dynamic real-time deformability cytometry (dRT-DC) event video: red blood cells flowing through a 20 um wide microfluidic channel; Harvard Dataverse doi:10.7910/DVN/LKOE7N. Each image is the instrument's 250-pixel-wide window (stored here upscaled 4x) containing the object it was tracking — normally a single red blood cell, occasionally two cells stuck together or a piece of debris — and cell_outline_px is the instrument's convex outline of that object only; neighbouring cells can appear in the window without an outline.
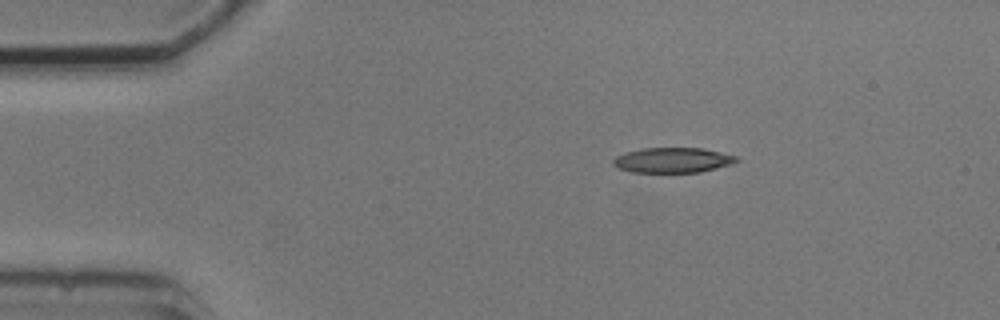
{"species": "common noctule bat (a hibernating species)", "species_latin": "Nyctalus noctula", "temperature_condition": "cold", "stored_images_in_passage": 4, "camera_frame_rate_fps": 3000, "um_per_image_px": 0.085, "animal": {"sex": "male", "body_mass_g": 20.5, "forearm_length_mm": 52.5}, "frame": {"image": 1, "passage_image": 1, "time_ms": 0.0, "image_size_px": [1000, 320], "cell_outline_px": [[740, 160], [732, 164], [700, 172], [632, 172], [620, 168], [612, 164], [612, 160], [616, 156], [640, 148], [700, 148], [720, 152], [736, 156]], "centroid_in_image_um": [57.18, 13.61], "position_along_channel_um": 27.8, "area_um2": 17.92}}
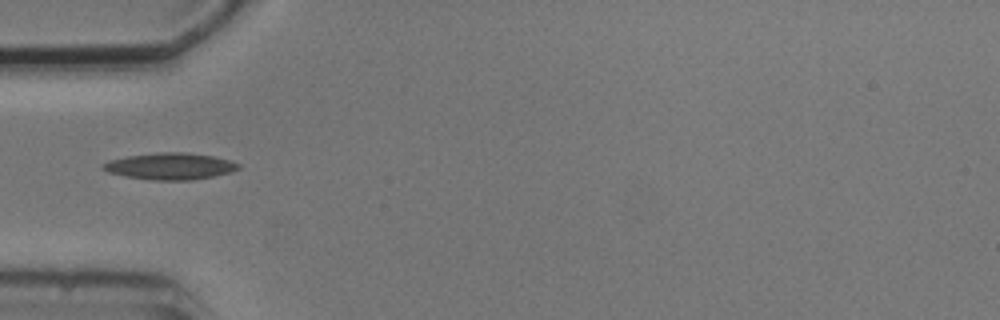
{"frame": {"image": 2, "passage_image": 3, "time_ms": 2.667, "image_size_px": [1000, 320], "cell_outline_px": [[240, 168], [232, 172], [192, 180], [152, 180], [124, 176], [108, 172], [100, 168], [100, 164], [112, 160], [128, 156], [156, 152], [184, 152], [212, 156], [228, 160], [240, 164]], "centroid_in_image_um": [14.44, 14.13], "position_along_channel_um": 70.6, "area_um2": 20.98}}
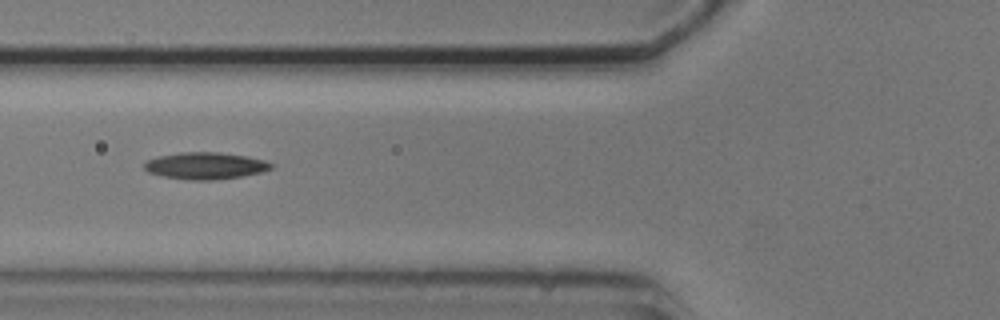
{"frame": {"image": 3, "passage_image": 4, "time_ms": 3.667, "image_size_px": [1000, 320], "cell_outline_px": [[272, 168], [260, 172], [240, 176], [212, 180], [192, 180], [164, 176], [148, 172], [144, 168], [144, 164], [148, 160], [160, 156], [180, 152], [220, 152], [248, 156], [264, 160], [272, 164]], "centroid_in_image_um": [17.46, 14.08], "position_along_channel_um": 108.3, "area_um2": 19.59}}